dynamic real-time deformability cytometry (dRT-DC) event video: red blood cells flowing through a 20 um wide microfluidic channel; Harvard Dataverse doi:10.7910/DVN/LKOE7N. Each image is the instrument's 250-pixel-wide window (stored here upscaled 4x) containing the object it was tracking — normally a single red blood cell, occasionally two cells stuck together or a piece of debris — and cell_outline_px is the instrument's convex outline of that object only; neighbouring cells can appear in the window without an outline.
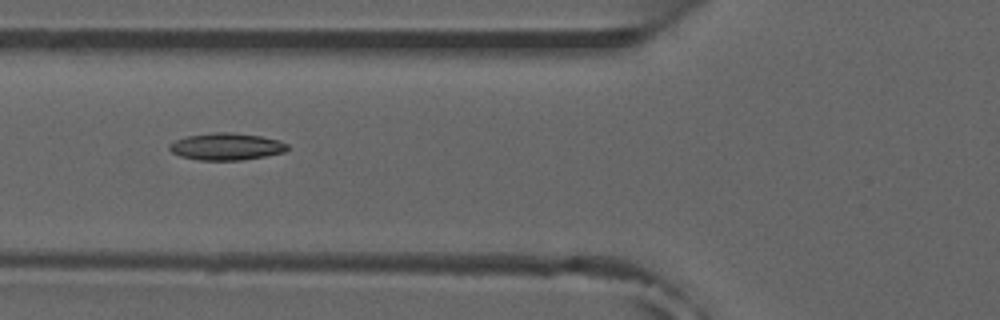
{"species": "common noctule bat (a hibernating species)", "species_latin": "Nyctalus noctula", "temperature_condition": "room temperature", "stored_images_in_passage": 47, "camera_frame_rate_fps": 3000, "um_per_image_px": 0.085, "animal": {"sex": "male", "forearm_length_mm": 52.5}, "frame": {"image": 1, "passage_image": 14, "time_ms": 4.333, "image_size_px": [1000, 320], "cell_outline_px": [[288, 148], [284, 152], [244, 160], [196, 160], [180, 156], [172, 152], [168, 148], [168, 144], [176, 140], [188, 136], [216, 132], [232, 132], [260, 136], [280, 140], [288, 144]], "centroid_in_image_um": [19.24, 12.46], "position_along_channel_um": 106.6, "area_um2": 18.61}, "authors_computed_cell_mechanics": {"area_um2": 17.7446, "velocity_mm_per_s": 3.9108, "shape_relaxation_time_tau1_ms": 9.5819, "shape_relaxation_time_tau2_ms": 2.8932, "deformation_change_tau1": 0.2253, "deformation_change_tau2": 0.0814}}